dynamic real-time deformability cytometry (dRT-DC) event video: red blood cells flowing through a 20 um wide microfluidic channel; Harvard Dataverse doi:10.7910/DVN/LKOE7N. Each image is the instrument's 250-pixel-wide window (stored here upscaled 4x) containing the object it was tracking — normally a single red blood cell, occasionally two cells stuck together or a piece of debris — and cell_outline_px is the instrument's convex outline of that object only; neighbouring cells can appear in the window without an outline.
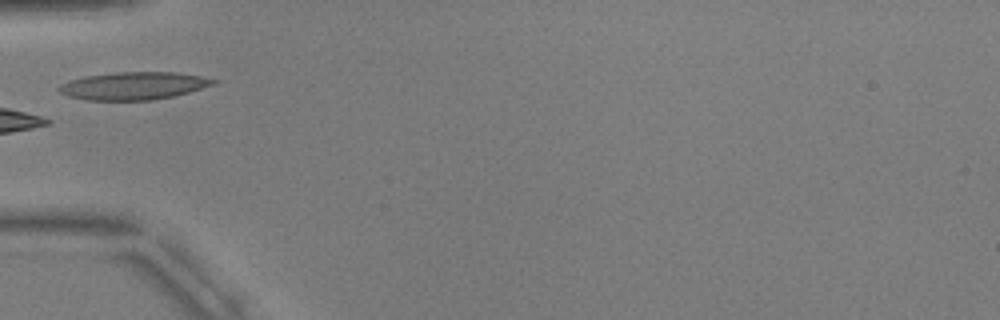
{"species": "common noctule bat (a hibernating species)", "species_latin": "Nyctalus noctula", "temperature_condition": "warm", "stored_images_in_passage": 5, "camera_frame_rate_fps": 3000, "um_per_image_px": 0.085, "animal": {"sex": "male", "body_mass_g": 17.9, "forearm_length_mm": 54.2}, "frame": {"image": 1, "passage_image": 4, "time_ms": 4.667, "image_size_px": [1000, 320], "cell_outline_px": [[216, 84], [188, 92], [172, 96], [152, 100], [88, 100], [68, 96], [60, 92], [56, 88], [60, 84], [68, 80], [84, 76], [116, 72], [176, 72], [200, 76], [216, 80]], "centroid_in_image_um": [11.31, 7.29], "position_along_channel_um": 73.7, "area_um2": 24.85}}
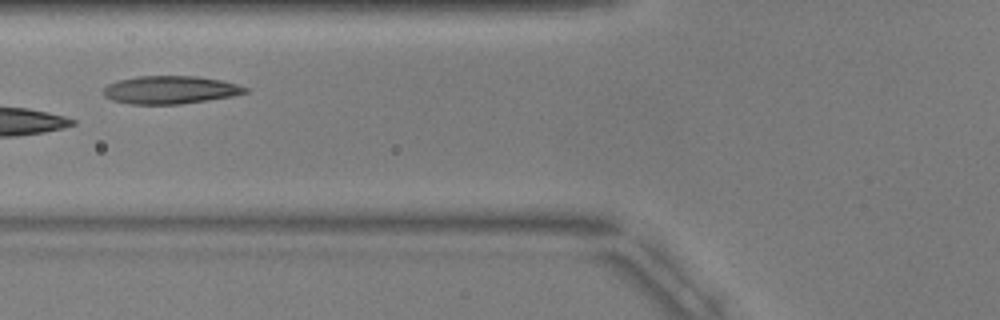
{"frame": {"image": 2, "passage_image": 5, "time_ms": 5.667, "image_size_px": [1000, 320], "cell_outline_px": [[248, 92], [232, 96], [208, 100], [180, 104], [128, 104], [112, 100], [104, 96], [104, 88], [108, 84], [120, 80], [136, 76], [196, 76], [220, 80], [236, 84], [248, 88]], "centroid_in_image_um": [14.46, 7.64], "position_along_channel_um": 111.3, "area_um2": 23.0}}